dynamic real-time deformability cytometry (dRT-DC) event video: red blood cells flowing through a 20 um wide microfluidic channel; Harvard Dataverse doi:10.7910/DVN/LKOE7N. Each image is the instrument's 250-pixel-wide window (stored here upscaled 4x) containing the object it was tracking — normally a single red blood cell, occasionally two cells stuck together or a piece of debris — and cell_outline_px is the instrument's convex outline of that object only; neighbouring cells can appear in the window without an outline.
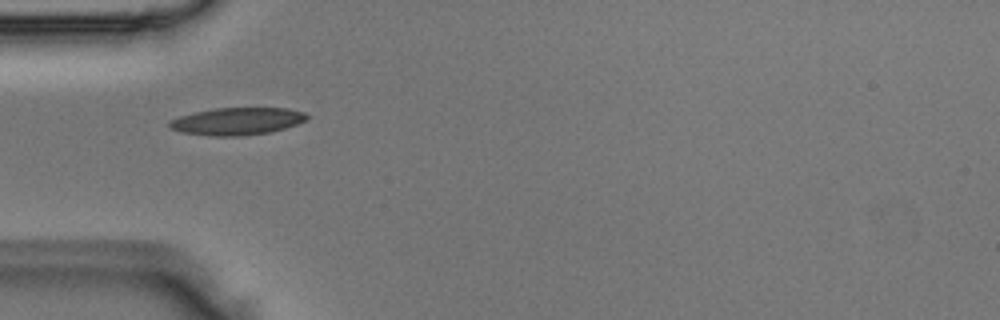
{"species": "Egyptian fruit bat (a non-hibernating species)", "species_latin": "Rousettus aegyptiacus", "temperature_condition": "room temperature", "stored_images_in_passage": 7, "camera_frame_rate_fps": 3000, "um_per_image_px": 0.085, "animal": {"sex": "male"}, "frame": {"image": 1, "passage_image": 3, "time_ms": 0.667, "image_size_px": [1000, 320], "cell_outline_px": [[308, 120], [272, 132], [240, 136], [212, 136], [180, 132], [168, 128], [168, 120], [180, 116], [196, 112], [216, 108], [288, 108], [304, 112], [308, 116]], "centroid_in_image_um": [20.14, 10.31], "position_along_channel_um": 64.9, "area_um2": 22.02}}
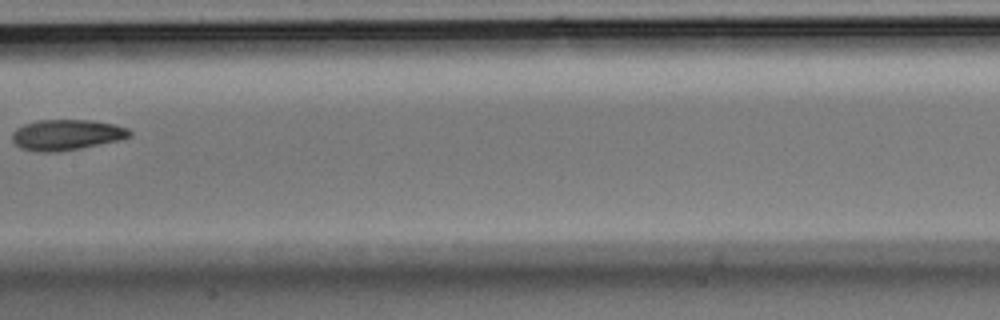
{"frame": {"image": 2, "passage_image": 6, "time_ms": 1.667, "image_size_px": [1000, 320], "cell_outline_px": [[132, 136], [120, 140], [60, 152], [40, 152], [20, 148], [12, 140], [12, 132], [16, 128], [24, 124], [36, 120], [92, 120], [112, 124], [128, 128], [132, 132]], "centroid_in_image_um": [5.65, 11.46], "position_along_channel_um": 201.8, "area_um2": 21.1}}
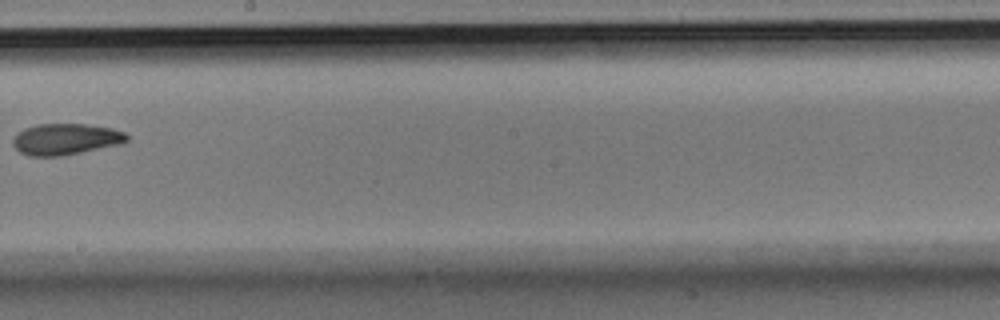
{"frame": {"image": 3, "passage_image": 7, "time_ms": 2.0, "image_size_px": [1000, 320], "cell_outline_px": [[128, 140], [124, 144], [60, 156], [28, 156], [20, 152], [12, 144], [12, 140], [24, 128], [36, 124], [84, 124], [112, 128], [124, 132], [128, 136]], "centroid_in_image_um": [5.61, 11.83], "position_along_channel_um": 242.6, "area_um2": 20.81}}